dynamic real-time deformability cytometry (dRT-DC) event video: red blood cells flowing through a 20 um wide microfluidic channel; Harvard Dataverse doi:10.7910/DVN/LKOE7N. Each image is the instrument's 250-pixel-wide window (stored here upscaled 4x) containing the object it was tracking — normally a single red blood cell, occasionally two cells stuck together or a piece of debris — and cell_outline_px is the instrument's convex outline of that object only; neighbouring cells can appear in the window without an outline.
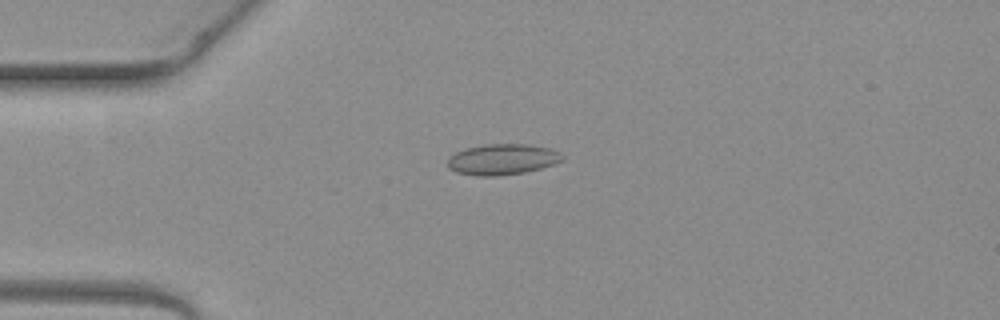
{"species": "common noctule bat (a hibernating species)", "species_latin": "Nyctalus noctula", "temperature_condition": "warm", "stored_images_in_passage": 1, "camera_frame_rate_fps": 3000, "um_per_image_px": 0.085, "animal": {"sex": "female", "body_mass_g": 19.3, "forearm_length_mm": 54.1}, "frame": {"image": 1, "passage_image": 1, "time_ms": 0.0, "image_size_px": [1000, 320], "cell_outline_px": [[564, 160], [540, 168], [524, 172], [496, 176], [476, 176], [456, 172], [448, 168], [448, 156], [464, 148], [484, 144], [524, 144], [552, 148], [560, 152], [564, 156]], "centroid_in_image_um": [42.68, 13.54], "position_along_channel_um": 42.3, "area_um2": 20.75}}